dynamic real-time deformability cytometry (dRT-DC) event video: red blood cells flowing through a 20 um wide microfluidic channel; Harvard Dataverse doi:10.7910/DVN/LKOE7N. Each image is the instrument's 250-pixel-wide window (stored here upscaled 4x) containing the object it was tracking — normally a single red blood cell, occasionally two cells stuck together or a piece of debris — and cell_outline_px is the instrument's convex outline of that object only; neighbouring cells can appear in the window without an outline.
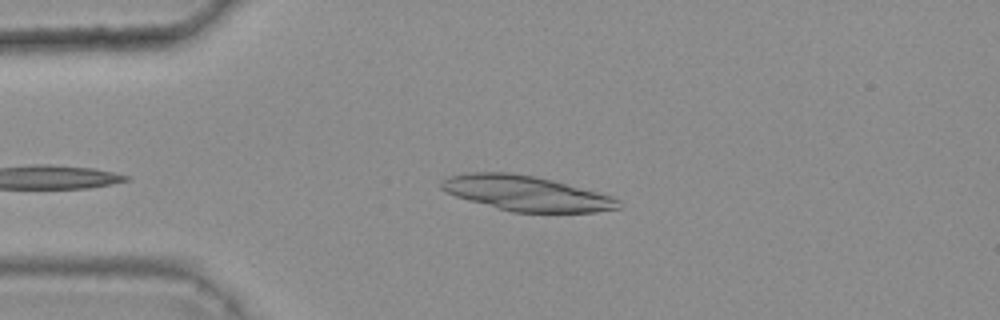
{"species": "common noctule bat (a hibernating species)", "species_latin": "Nyctalus noctula", "temperature_condition": "warm", "stored_images_in_passage": 32, "camera_frame_rate_fps": 3000, "um_per_image_px": 0.085, "animal": {"sex": "female", "body_mass_g": 25.1}, "frame": {"image": 1, "passage_image": 4, "time_ms": 1.0, "image_size_px": [1000, 320], "cell_outline_px": [[620, 208], [596, 212], [512, 212], [456, 196], [440, 188], [440, 180], [448, 176], [464, 172], [508, 172], [532, 176], [552, 180], [612, 196], [620, 200]], "centroid_in_image_um": [44.71, 16.42], "position_along_channel_um": 40.3, "area_um2": 35.89}}